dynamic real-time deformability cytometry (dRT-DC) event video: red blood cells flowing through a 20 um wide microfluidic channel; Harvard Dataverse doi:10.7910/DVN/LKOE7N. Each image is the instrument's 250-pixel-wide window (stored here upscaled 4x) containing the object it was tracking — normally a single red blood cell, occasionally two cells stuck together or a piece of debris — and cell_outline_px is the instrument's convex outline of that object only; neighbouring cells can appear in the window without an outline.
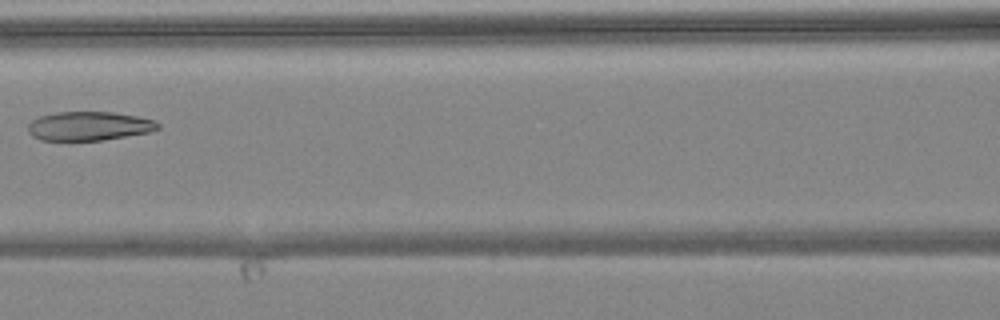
{"species": "common noctule bat (a hibernating species)", "species_latin": "Nyctalus noctula", "temperature_condition": "warm", "stored_images_in_passage": 7, "camera_frame_rate_fps": 3000, "um_per_image_px": 0.085, "animal": {"sex": "female", "body_mass_g": 24.6, "forearm_length_mm": 56.2}, "frame": {"image": 1, "passage_image": 7, "time_ms": 7.667, "image_size_px": [1000, 320], "cell_outline_px": [[160, 128], [148, 132], [100, 140], [40, 140], [32, 136], [28, 132], [28, 124], [32, 120], [40, 116], [56, 112], [112, 112], [136, 116], [152, 120], [160, 124]], "centroid_in_image_um": [7.52, 10.71], "position_along_channel_um": 159.1, "area_um2": 21.68}}